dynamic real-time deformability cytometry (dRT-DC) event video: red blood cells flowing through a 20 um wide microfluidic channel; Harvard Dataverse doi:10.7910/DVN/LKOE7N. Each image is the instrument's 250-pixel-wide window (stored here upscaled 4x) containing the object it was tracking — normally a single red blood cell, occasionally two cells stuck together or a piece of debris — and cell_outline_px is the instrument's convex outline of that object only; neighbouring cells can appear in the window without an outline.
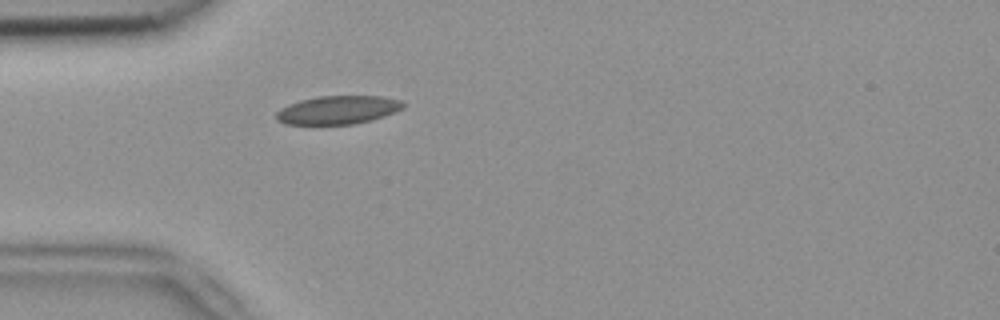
{"species": "common noctule bat (a hibernating species)", "species_latin": "Nyctalus noctula", "temperature_condition": "room temperature", "stored_images_in_passage": 1, "camera_frame_rate_fps": 3000, "um_per_image_px": 0.085, "animal": {"sex": "female", "body_mass_g": 18.4}, "frame": {"image": 1, "passage_image": 1, "time_ms": 0.0, "image_size_px": [1000, 320], "cell_outline_px": [[404, 108], [384, 116], [372, 120], [352, 124], [284, 124], [276, 120], [276, 112], [280, 108], [288, 104], [300, 100], [316, 96], [384, 96], [400, 100], [404, 104]], "centroid_in_image_um": [28.7, 9.34], "position_along_channel_um": 56.3, "area_um2": 21.1}}